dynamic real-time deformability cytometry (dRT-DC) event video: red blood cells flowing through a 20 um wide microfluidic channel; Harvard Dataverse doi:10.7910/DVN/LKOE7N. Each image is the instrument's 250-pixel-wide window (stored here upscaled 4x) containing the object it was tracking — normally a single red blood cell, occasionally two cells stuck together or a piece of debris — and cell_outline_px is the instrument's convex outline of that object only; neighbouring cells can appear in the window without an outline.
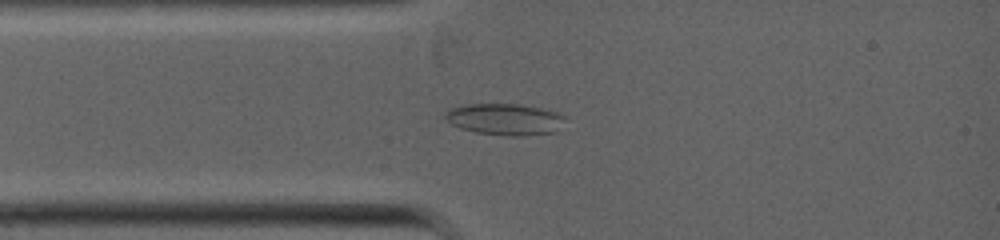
{"species": "common noctule bat (a hibernating species)", "species_latin": "Nyctalus noctula", "temperature_condition": "warm", "stored_images_in_passage": 3, "camera_frame_rate_fps": 5000, "um_per_image_px": 0.085, "animal": {"sex": "female", "body_mass_g": 19.0, "forearm_length_mm": 53.3}, "frame": {"image": 1, "passage_image": 3, "time_ms": 1.6, "image_size_px": [1000, 240], "cell_outline_px": [[568, 116], [556, 132], [524, 136], [512, 136], [476, 132], [460, 128], [452, 124], [444, 116], [452, 108], [468, 104], [520, 104], [560, 112]], "centroid_in_image_um": [43.01, 10.14], "position_along_channel_um": 42.0, "area_um2": 22.02}}